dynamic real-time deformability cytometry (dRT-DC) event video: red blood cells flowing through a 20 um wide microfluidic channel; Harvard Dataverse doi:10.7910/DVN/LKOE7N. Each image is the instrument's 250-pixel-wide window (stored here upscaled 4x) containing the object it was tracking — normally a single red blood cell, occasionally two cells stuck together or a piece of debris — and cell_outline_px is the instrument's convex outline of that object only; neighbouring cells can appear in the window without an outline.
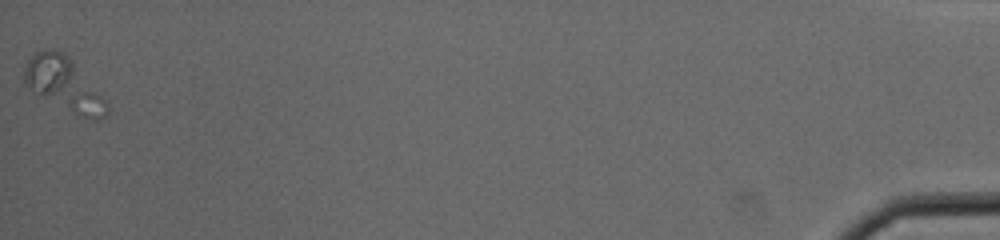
{"species": "common noctule bat (a hibernating species)", "species_latin": "Nyctalus noctula", "temperature_condition": "cold", "stored_images_in_passage": 41, "camera_frame_rate_fps": 3000, "um_per_image_px": 0.085, "animal": {"sex": "male", "body_mass_g": 19.0, "forearm_length_mm": 50.8}, "frame": {"image": 1, "passage_image": 41, "time_ms": 13.333, "image_size_px": [1000, 240], "cell_outline_px": [[108, 112], [100, 120], [92, 120], [80, 116], [40, 96], [24, 84], [24, 68], [28, 60], [36, 52], [44, 48], [52, 48], [64, 52], [72, 60], [108, 104]], "centroid_in_image_um": [5.42, 7.14], "position_along_channel_um": 429.8, "area_um2": 25.26}}